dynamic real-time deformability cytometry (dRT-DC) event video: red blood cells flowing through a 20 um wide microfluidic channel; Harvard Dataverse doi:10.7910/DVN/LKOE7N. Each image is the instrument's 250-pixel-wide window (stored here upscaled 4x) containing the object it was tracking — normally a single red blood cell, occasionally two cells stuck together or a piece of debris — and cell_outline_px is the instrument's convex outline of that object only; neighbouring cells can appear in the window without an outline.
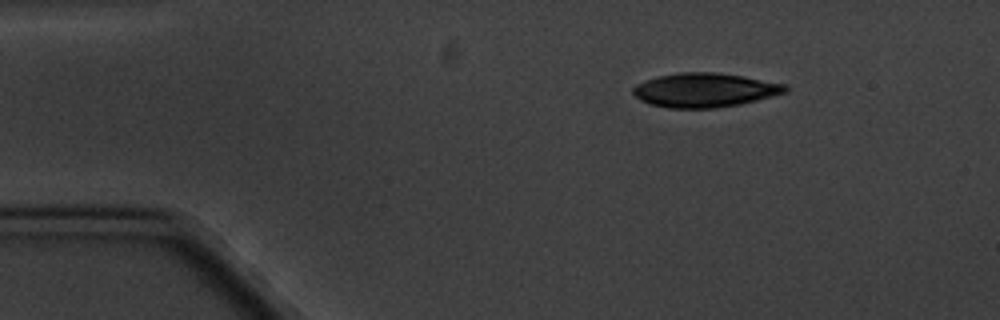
{"species": "common noctule bat (a hibernating species)", "species_latin": "Nyctalus noctula", "temperature_condition": "cold", "stored_images_in_passage": 4, "camera_frame_rate_fps": 3000, "um_per_image_px": 0.085, "animal": {"sex": "male", "body_mass_g": 20.1, "forearm_length_mm": 53.5}, "frame": {"image": 1, "passage_image": 1, "time_ms": 0.0, "image_size_px": [1000, 320], "cell_outline_px": [[788, 92], [740, 104], [716, 108], [668, 108], [652, 104], [640, 100], [632, 92], [632, 88], [636, 84], [660, 76], [680, 72], [716, 72], [744, 76], [788, 84]], "centroid_in_image_um": [59.95, 7.65], "position_along_channel_um": 25.1, "area_um2": 30.29}}